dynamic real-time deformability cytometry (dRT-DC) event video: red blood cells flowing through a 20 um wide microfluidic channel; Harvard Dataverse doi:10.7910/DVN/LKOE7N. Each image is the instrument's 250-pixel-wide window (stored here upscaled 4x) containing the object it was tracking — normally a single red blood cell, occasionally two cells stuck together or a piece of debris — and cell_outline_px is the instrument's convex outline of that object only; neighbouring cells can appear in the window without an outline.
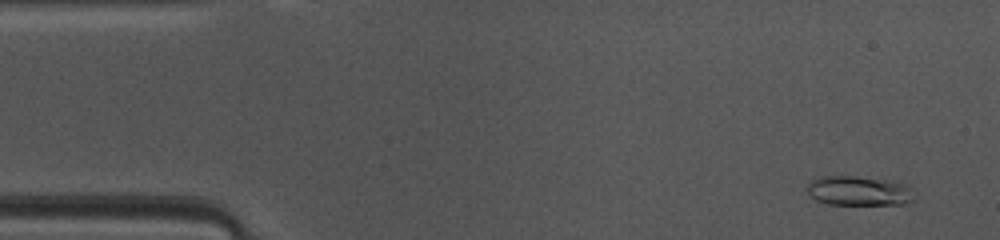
{"species": "common noctule bat (a hibernating species)", "species_latin": "Nyctalus noctula", "temperature_condition": "warm", "stored_images_in_passage": 47, "camera_frame_rate_fps": 3000, "um_per_image_px": 0.085, "animal": {"sex": "female", "body_mass_g": 10.0, "forearm_length_mm": 53.1}, "frame": {"image": 1, "passage_image": 3, "time_ms": 0.667, "image_size_px": [1000, 240], "cell_outline_px": [[916, 200], [904, 204], [828, 204], [816, 200], [808, 196], [808, 184], [812, 180], [820, 176], [856, 176], [896, 180], [908, 184], [912, 188]], "centroid_in_image_um": [73.07, 16.21], "position_along_channel_um": 11.9, "area_um2": 18.96}}
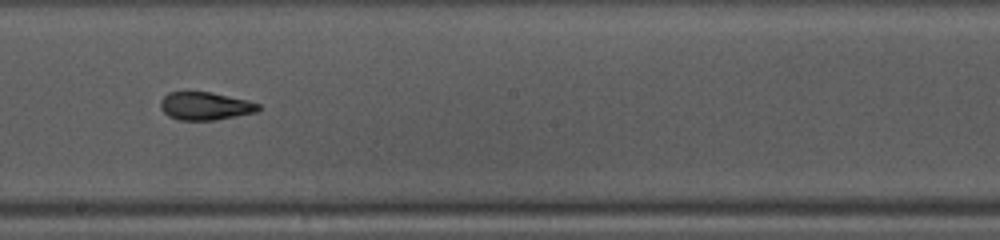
{"frame": {"image": 2, "passage_image": 25, "time_ms": 8.0, "image_size_px": [1000, 240], "cell_outline_px": [[260, 108], [256, 112], [216, 120], [180, 120], [168, 116], [160, 108], [160, 100], [168, 92], [184, 88], [212, 92], [248, 100], [260, 104]], "centroid_in_image_um": [17.38, 8.96], "position_along_channel_um": 230.8, "area_um2": 16.65}}
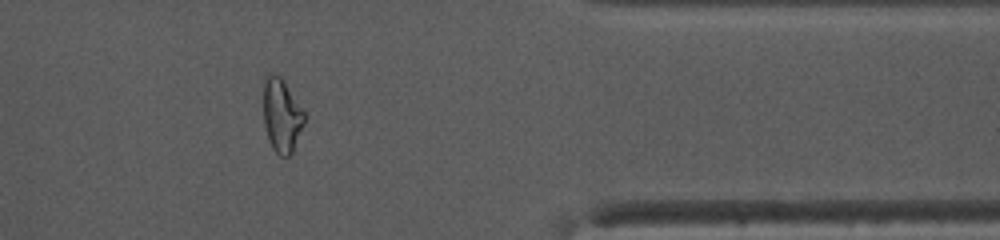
{"frame": {"image": 3, "passage_image": 38, "time_ms": 12.333, "image_size_px": [1000, 240], "cell_outline_px": [[304, 124], [292, 152], [288, 156], [280, 156], [272, 148], [268, 140], [264, 124], [264, 76], [272, 72], [280, 76], [304, 112]], "centroid_in_image_um": [23.92, 9.81], "position_along_channel_um": 387.5, "area_um2": 17.34}, "authors_computed_cell_mechanics": {"area_um2": 16.8776, "velocity_mm_per_s": 4.1311, "shape_relaxation_time_tau1_ms": null, "shape_relaxation_time_tau2_ms": 2.7799, "deformation_change_tau1": null, "deformation_change_tau2": 0.1017}}